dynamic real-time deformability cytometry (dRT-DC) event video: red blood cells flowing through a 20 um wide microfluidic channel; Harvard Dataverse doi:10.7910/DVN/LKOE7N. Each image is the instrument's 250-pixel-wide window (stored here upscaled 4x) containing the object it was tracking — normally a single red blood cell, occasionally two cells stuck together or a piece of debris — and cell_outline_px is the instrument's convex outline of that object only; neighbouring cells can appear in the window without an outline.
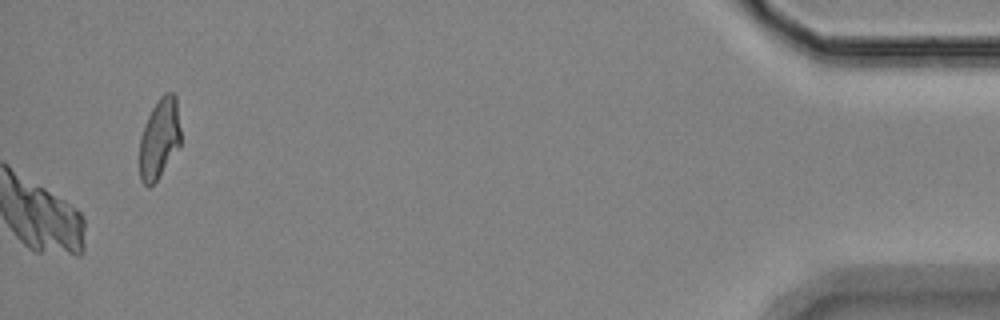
{"species": "Egyptian fruit bat (a non-hibernating species)", "species_latin": "Rousettus aegyptiacus", "temperature_condition": "room temperature", "stored_images_in_passage": 58, "camera_frame_rate_fps": 3000, "um_per_image_px": 0.085, "animal": {"sex": "female"}, "frame": {"image": 1, "passage_image": 58, "time_ms": 19.0, "image_size_px": [1000, 320], "cell_outline_px": [[180, 144], [156, 180], [148, 188], [140, 180], [140, 136], [144, 124], [152, 108], [160, 96], [164, 92], [172, 92], [176, 96], [180, 128]], "centroid_in_image_um": [13.53, 11.73], "position_along_channel_um": 421.7, "area_um2": 19.02}}